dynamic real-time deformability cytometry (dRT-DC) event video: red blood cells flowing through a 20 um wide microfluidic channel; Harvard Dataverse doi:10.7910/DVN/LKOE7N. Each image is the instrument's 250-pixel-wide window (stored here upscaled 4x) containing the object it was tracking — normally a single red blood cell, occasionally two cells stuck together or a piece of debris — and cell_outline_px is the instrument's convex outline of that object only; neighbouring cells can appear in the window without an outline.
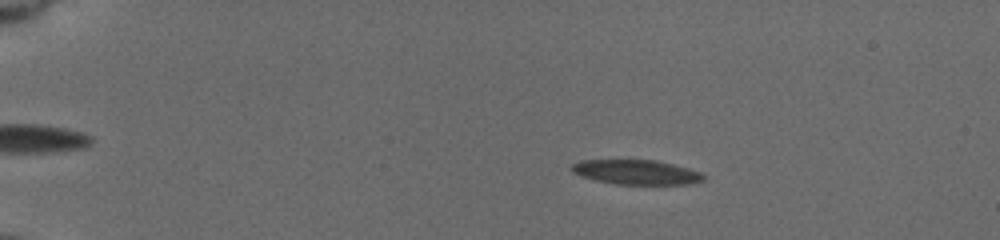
{"species": "common noctule bat (a hibernating species)", "species_latin": "Nyctalus noctula", "temperature_condition": "cold", "stored_images_in_passage": 59, "camera_frame_rate_fps": 3000, "um_per_image_px": 0.085, "animal": {"sex": "female", "body_mass_g": 19.5, "forearm_length_mm": 54.1}, "frame": {"image": 1, "passage_image": 12, "time_ms": 3.667, "image_size_px": [1000, 240], "cell_outline_px": [[704, 180], [688, 184], [616, 184], [596, 180], [572, 172], [572, 164], [584, 160], [656, 160], [688, 168], [700, 172], [704, 176]], "centroid_in_image_um": [54.11, 14.63], "position_along_channel_um": 30.9, "area_um2": 18.61}}
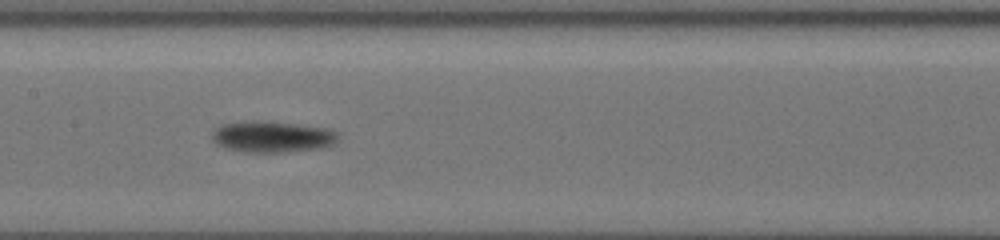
{"frame": {"image": 2, "passage_image": 32, "time_ms": 10.333, "image_size_px": [1000, 240], "cell_outline_px": [[336, 140], [332, 144], [316, 148], [280, 152], [244, 152], [224, 148], [216, 144], [212, 140], [212, 132], [216, 128], [224, 124], [292, 124], [324, 128], [336, 132]], "centroid_in_image_um": [23.09, 11.68], "position_along_channel_um": 184.3, "area_um2": 21.39}}
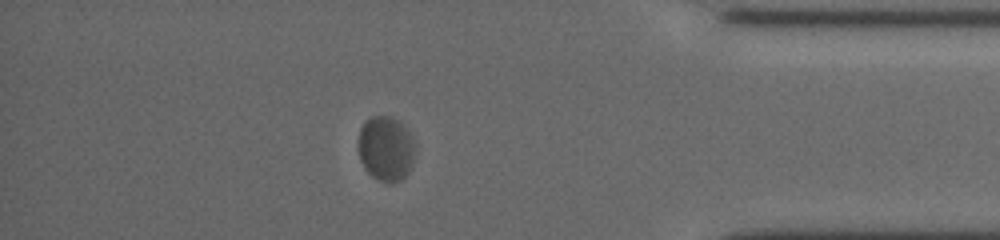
{"frame": {"image": 3, "passage_image": 52, "time_ms": 17.0, "image_size_px": [1000, 240], "cell_outline_px": [[416, 152], [412, 164], [408, 172], [400, 180], [392, 184], [380, 180], [372, 176], [368, 172], [360, 160], [360, 128], [364, 120], [372, 116], [388, 116], [400, 120], [404, 124], [412, 136]], "centroid_in_image_um": [32.84, 12.61], "position_along_channel_um": 402.4, "area_um2": 21.56}, "authors_computed_cell_mechanics": {"area_um2": 21.386, "velocity_mm_per_s": 3.6358, "shape_relaxation_time_tau1_ms": 6.0778, "shape_relaxation_time_tau2_ms": null, "deformation_change_tau1": 0.0987, "deformation_change_tau2": null}}